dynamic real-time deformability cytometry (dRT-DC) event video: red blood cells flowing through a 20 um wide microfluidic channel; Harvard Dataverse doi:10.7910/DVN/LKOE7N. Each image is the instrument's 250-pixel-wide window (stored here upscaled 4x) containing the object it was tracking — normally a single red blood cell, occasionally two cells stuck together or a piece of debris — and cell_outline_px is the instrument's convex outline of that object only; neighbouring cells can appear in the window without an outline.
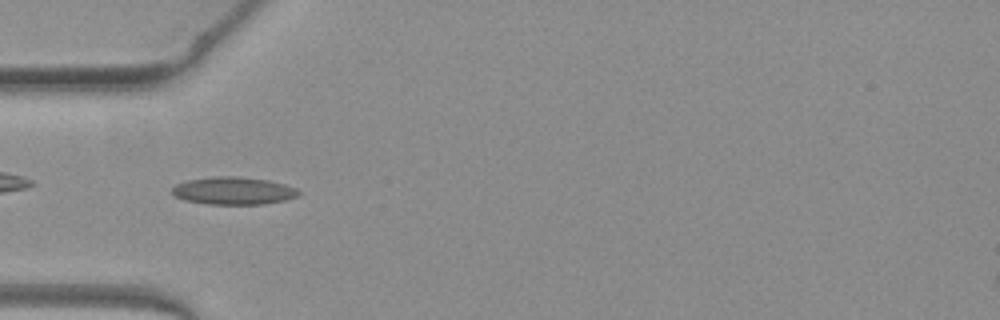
{"species": "common noctule bat (a hibernating species)", "species_latin": "Nyctalus noctula", "temperature_condition": "warm", "stored_images_in_passage": 38, "camera_frame_rate_fps": 3000, "um_per_image_px": 0.085, "animal": {"sex": "female", "body_mass_g": 19.3, "forearm_length_mm": 54.1}, "frame": {"image": 1, "passage_image": 3, "time_ms": 0.667, "image_size_px": [1000, 320], "cell_outline_px": [[300, 192], [296, 196], [284, 200], [264, 204], [208, 204], [184, 200], [176, 196], [172, 192], [172, 188], [176, 184], [188, 180], [216, 176], [236, 176], [268, 180], [284, 184], [296, 188]], "centroid_in_image_um": [19.83, 16.21], "position_along_channel_um": 65.2, "area_um2": 20.17}}
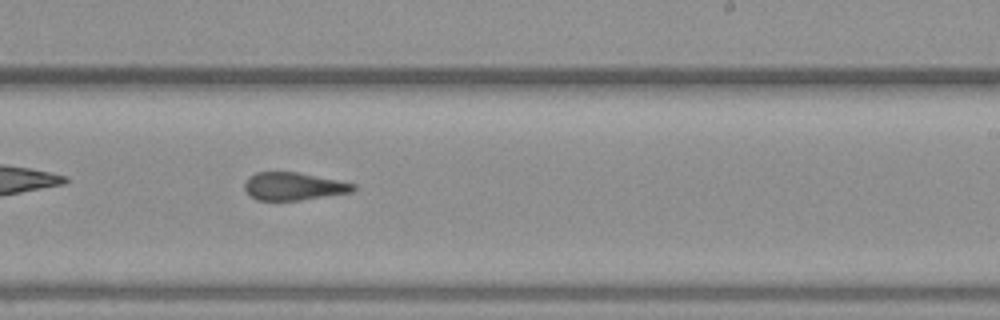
{"frame": {"image": 2, "passage_image": 18, "time_ms": 5.667, "image_size_px": [1000, 320], "cell_outline_px": [[356, 188], [352, 192], [300, 200], [256, 200], [248, 196], [244, 188], [244, 184], [248, 176], [256, 172], [296, 172], [356, 184]], "centroid_in_image_um": [24.9, 15.84], "position_along_channel_um": 264.1, "area_um2": 17.57}}
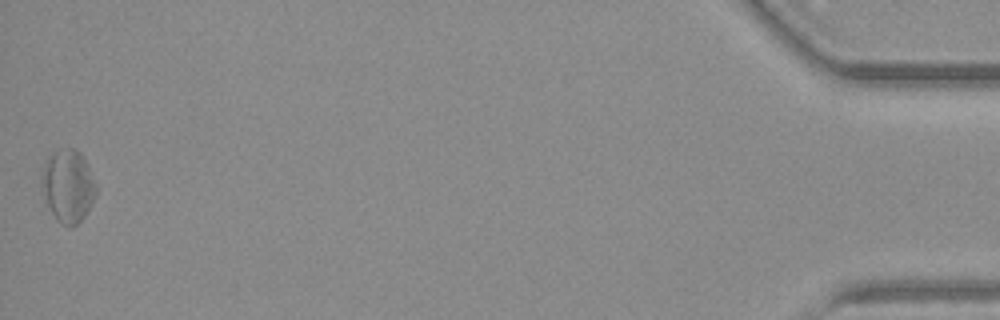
{"frame": {"image": 3, "passage_image": 38, "time_ms": 12.333, "image_size_px": [1000, 320], "cell_outline_px": [[96, 192], [84, 216], [72, 228], [60, 224], [56, 220], [44, 196], [40, 176], [44, 160], [52, 152], [60, 148], [72, 148], [80, 152], [88, 164], [96, 188]], "centroid_in_image_um": [5.74, 15.77], "position_along_channel_um": 429.5, "area_um2": 23.0}, "authors_computed_cell_mechanics": {"area_um2": 18.7272, "velocity_mm_per_s": 3.9801, "shape_relaxation_time_tau1_ms": null, "shape_relaxation_time_tau2_ms": 2.5089, "deformation_change_tau1": null, "deformation_change_tau2": 0.1101}}